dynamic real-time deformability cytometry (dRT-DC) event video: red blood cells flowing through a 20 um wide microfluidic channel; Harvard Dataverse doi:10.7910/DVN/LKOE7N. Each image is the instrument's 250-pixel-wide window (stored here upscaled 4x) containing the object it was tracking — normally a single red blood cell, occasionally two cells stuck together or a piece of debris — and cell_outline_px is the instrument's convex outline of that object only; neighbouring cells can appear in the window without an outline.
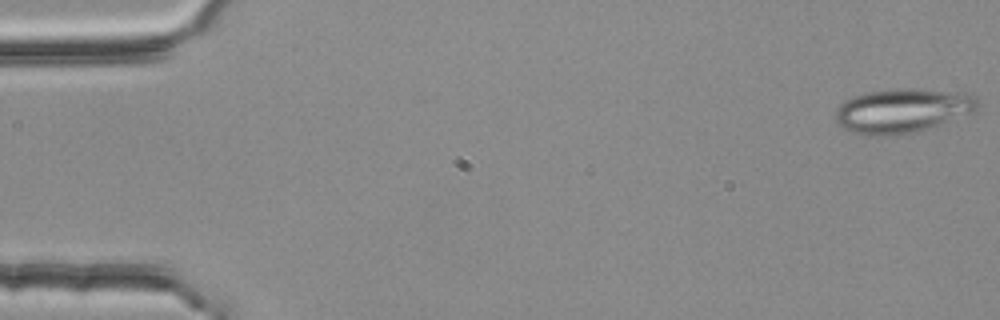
{"species": "common noctule bat (a hibernating species)", "species_latin": "Nyctalus noctula", "temperature_condition": "room temperature", "stored_images_in_passage": 54, "segment_of_instrument_passage": [1, 2], "camera_frame_rate_fps": 3000, "um_per_image_px": 0.085, "animal": {"sex": "female", "body_mass_g": 25.1}, "frame": {"image": 1, "passage_image": 1, "time_ms": 0.0, "image_size_px": [1000, 320], "cell_outline_px": [[980, 104], [972, 112], [936, 128], [916, 132], [888, 136], [864, 136], [852, 132], [844, 128], [836, 120], [836, 112], [840, 104], [844, 100], [852, 96], [864, 92], [896, 88], [916, 88], [956, 92], [976, 96]], "centroid_in_image_um": [76.71, 9.42], "position_along_channel_um": 8.3, "area_um2": 37.34}}